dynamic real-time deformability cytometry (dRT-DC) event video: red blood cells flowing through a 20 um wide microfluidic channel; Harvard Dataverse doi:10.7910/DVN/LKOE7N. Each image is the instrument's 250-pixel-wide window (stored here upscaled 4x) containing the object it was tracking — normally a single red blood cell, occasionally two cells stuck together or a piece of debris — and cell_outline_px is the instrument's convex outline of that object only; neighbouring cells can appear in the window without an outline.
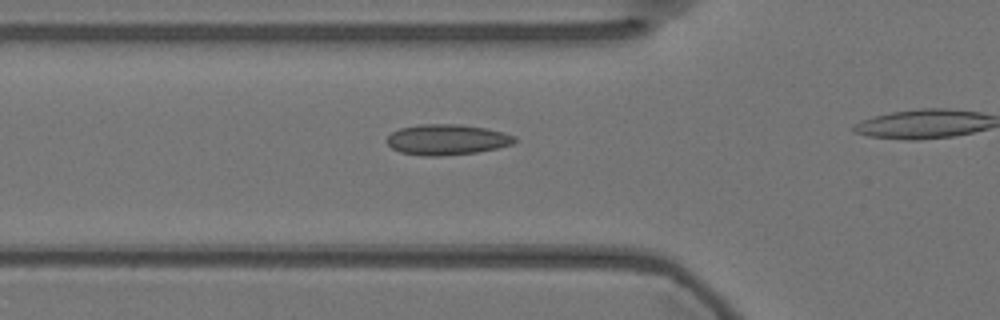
{"species": "Egyptian fruit bat (a non-hibernating species)", "species_latin": "Rousettus aegyptiacus", "temperature_condition": "warm", "stored_images_in_passage": 13, "camera_frame_rate_fps": 3000, "um_per_image_px": 0.085, "animal": {"sex": "female"}, "frame": {"image": 1, "passage_image": 8, "time_ms": 2.333, "image_size_px": [1000, 320], "cell_outline_px": [[516, 140], [512, 144], [496, 148], [476, 152], [440, 156], [424, 156], [400, 152], [392, 148], [388, 144], [388, 136], [392, 132], [400, 128], [420, 124], [460, 124], [484, 128], [504, 132], [516, 136]], "centroid_in_image_um": [37.99, 11.86], "position_along_channel_um": 87.8, "area_um2": 22.66}}
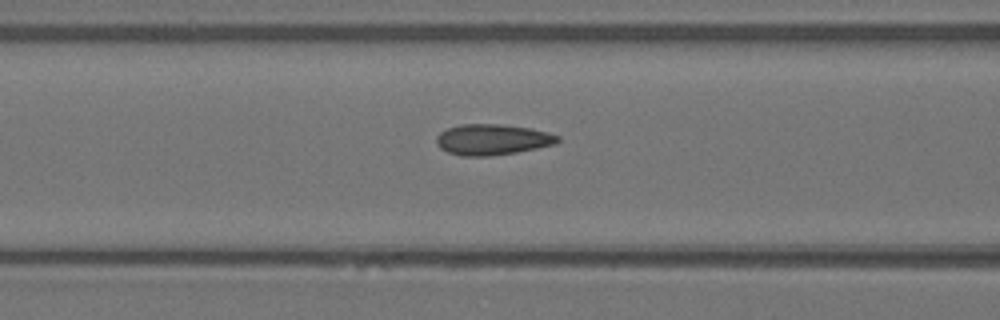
{"frame": {"image": 2, "passage_image": 11, "time_ms": 3.333, "image_size_px": [1000, 320], "cell_outline_px": [[560, 140], [556, 144], [516, 152], [488, 156], [460, 156], [448, 152], [440, 148], [436, 144], [436, 136], [440, 132], [448, 128], [460, 124], [500, 124], [532, 128], [548, 132], [560, 136]], "centroid_in_image_um": [41.85, 11.86], "position_along_channel_um": 124.8, "area_um2": 21.91}}